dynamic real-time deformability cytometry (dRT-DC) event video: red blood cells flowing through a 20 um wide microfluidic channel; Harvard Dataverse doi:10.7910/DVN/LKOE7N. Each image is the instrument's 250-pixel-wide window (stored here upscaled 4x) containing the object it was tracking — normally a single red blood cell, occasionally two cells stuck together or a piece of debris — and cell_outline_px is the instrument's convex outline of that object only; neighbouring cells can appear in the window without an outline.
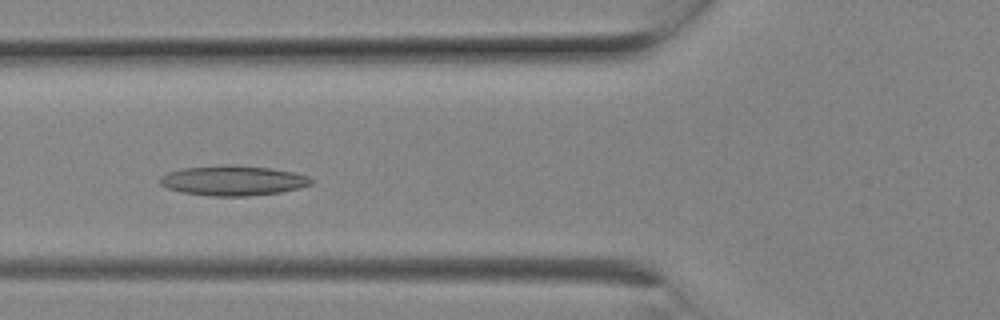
{"species": "Egyptian fruit bat (a non-hibernating species)", "species_latin": "Rousettus aegyptiacus", "temperature_condition": "room temperature", "stored_images_in_passage": 9, "camera_frame_rate_fps": 3000, "um_per_image_px": 0.085, "animal": {"sex": "female"}, "frame": {"image": 1, "passage_image": 8, "time_ms": 2.333, "image_size_px": [1000, 320], "cell_outline_px": [[316, 180], [312, 184], [300, 188], [280, 192], [248, 196], [212, 196], [184, 192], [168, 188], [160, 184], [160, 176], [168, 172], [184, 168], [216, 164], [236, 164], [272, 168], [292, 172], [308, 176]], "centroid_in_image_um": [19.84, 15.33], "position_along_channel_um": 106.0, "area_um2": 26.7}}
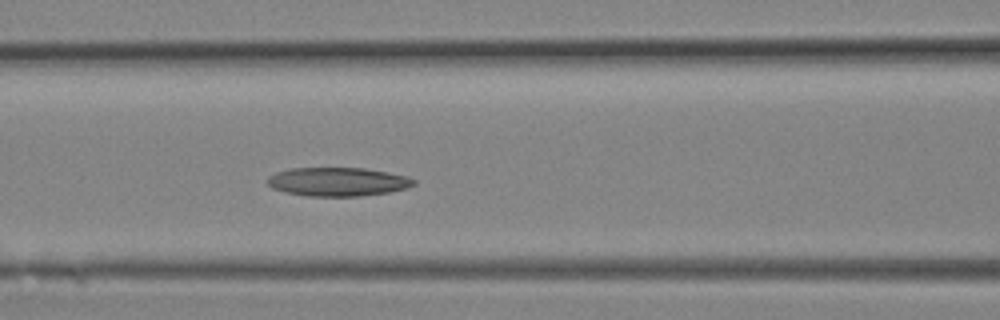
{"frame": {"image": 2, "passage_image": 9, "time_ms": 2.667, "image_size_px": [1000, 320], "cell_outline_px": [[416, 184], [408, 188], [388, 192], [360, 196], [308, 196], [284, 192], [272, 188], [268, 184], [268, 176], [276, 172], [292, 168], [364, 168], [388, 172], [408, 176], [416, 180]], "centroid_in_image_um": [28.73, 15.45], "position_along_channel_um": 137.9, "area_um2": 24.57}}